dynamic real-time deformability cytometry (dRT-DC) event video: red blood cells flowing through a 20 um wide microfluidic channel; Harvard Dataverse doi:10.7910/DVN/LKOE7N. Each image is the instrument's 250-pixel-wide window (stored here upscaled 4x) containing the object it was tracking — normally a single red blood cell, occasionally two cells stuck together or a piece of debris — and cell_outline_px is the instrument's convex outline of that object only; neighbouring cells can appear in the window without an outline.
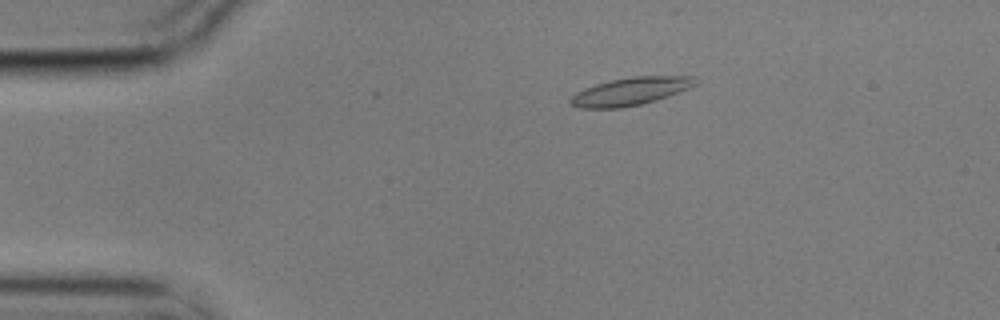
{"species": "common noctule bat (a hibernating species)", "species_latin": "Nyctalus noctula", "temperature_condition": "cold", "stored_images_in_passage": 49, "camera_frame_rate_fps": 3000, "um_per_image_px": 0.085, "animal": {"sex": "male", "body_mass_g": 17.9}, "frame": {"image": 1, "passage_image": 3, "time_ms": 0.667, "image_size_px": [1000, 320], "cell_outline_px": [[696, 84], [688, 88], [668, 96], [656, 100], [640, 104], [620, 108], [580, 108], [572, 104], [568, 100], [576, 92], [584, 88], [596, 84], [612, 80], [632, 76], [696, 76]], "centroid_in_image_um": [53.58, 7.76], "position_along_channel_um": 31.4, "area_um2": 20.06}}
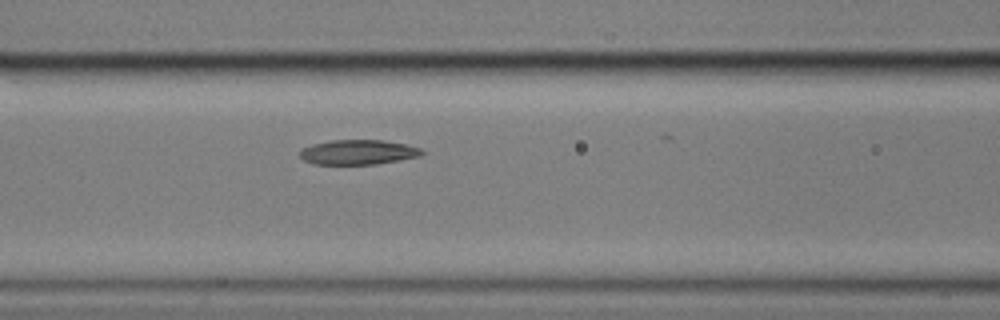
{"frame": {"image": 2, "passage_image": 16, "time_ms": 5.0, "image_size_px": [1000, 320], "cell_outline_px": [[424, 152], [420, 156], [400, 160], [376, 164], [312, 164], [304, 160], [300, 156], [300, 148], [312, 144], [332, 140], [384, 140], [404, 144], [420, 148]], "centroid_in_image_um": [30.41, 12.93], "position_along_channel_um": 136.2, "area_um2": 17.63}}
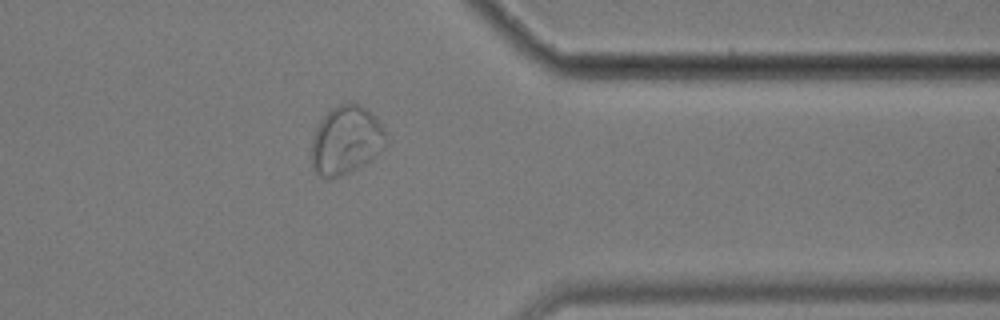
{"frame": {"image": 3, "passage_image": 38, "time_ms": 12.333, "image_size_px": [1000, 320], "cell_outline_px": [[388, 144], [376, 156], [356, 168], [340, 176], [320, 176], [312, 168], [312, 136], [320, 120], [332, 108], [348, 100], [372, 112], [376, 116], [384, 128], [388, 136]], "centroid_in_image_um": [29.45, 11.88], "position_along_channel_um": 381.9, "area_um2": 29.82}, "authors_computed_cell_mechanics": {"area_um2": 19.2474, "velocity_mm_per_s": 3.4911, "shape_relaxation_time_tau1_ms": 6.818, "shape_relaxation_time_tau2_ms": 2.5768, "deformation_change_tau1": 0.1674, "deformation_change_tau2": 0.0486}}